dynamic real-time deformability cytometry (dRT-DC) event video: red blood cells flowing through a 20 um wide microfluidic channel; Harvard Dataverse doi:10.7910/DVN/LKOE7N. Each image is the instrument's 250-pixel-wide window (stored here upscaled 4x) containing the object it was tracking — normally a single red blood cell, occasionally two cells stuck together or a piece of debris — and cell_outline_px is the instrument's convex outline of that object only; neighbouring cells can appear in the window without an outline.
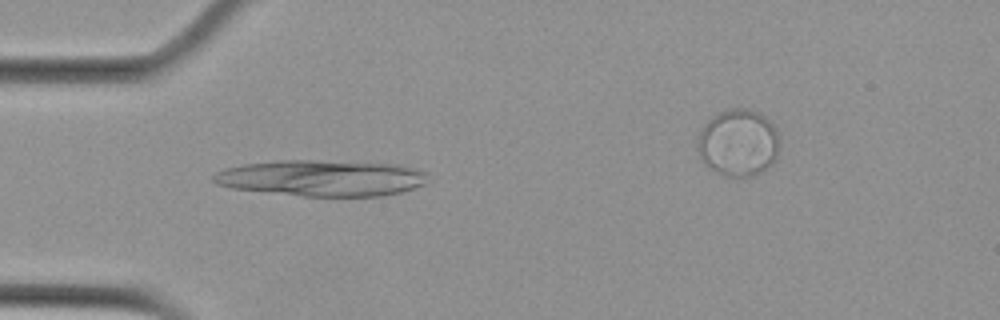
{"species": "Egyptian fruit bat (a non-hibernating species)", "species_latin": "Rousettus aegyptiacus", "temperature_condition": "cold", "stored_images_in_passage": 2, "segment_of_instrument_passage": [1, 2], "camera_frame_rate_fps": 3000, "um_per_image_px": 0.085, "animal": {"sex": "female"}, "frame": {"image": 1, "passage_image": 1, "time_ms": 0.0, "image_size_px": [1000, 320], "cell_outline_px": [[428, 172], [424, 184], [400, 192], [384, 196], [304, 196], [232, 188], [216, 184], [212, 180], [212, 176], [216, 172], [224, 168], [244, 164], [280, 160], [316, 160], [400, 164], [416, 168]], "centroid_in_image_um": [27.35, 15.12], "position_along_channel_um": 57.6, "area_um2": 45.26}}